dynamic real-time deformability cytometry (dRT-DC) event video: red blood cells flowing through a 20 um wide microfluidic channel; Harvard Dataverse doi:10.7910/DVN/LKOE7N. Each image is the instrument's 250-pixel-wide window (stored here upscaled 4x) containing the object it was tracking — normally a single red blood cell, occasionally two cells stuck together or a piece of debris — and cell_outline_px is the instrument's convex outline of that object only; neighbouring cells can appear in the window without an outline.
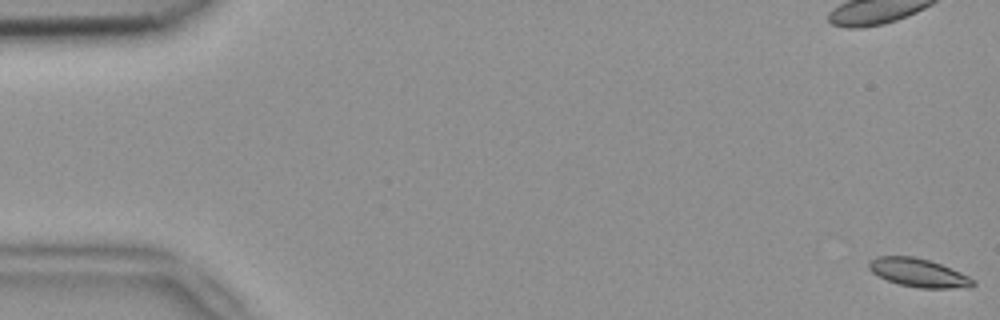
{"species": "common noctule bat (a hibernating species)", "species_latin": "Nyctalus noctula", "temperature_condition": "room temperature", "stored_images_in_passage": 15, "camera_frame_rate_fps": 3000, "um_per_image_px": 0.085, "animal": {"sex": "female", "body_mass_g": 18.4}, "frame": {"image": 1, "passage_image": 1, "time_ms": 0.0, "image_size_px": [1000, 320], "cell_outline_px": [[976, 284], [972, 288], [920, 288], [900, 284], [888, 280], [872, 272], [868, 268], [868, 260], [876, 256], [912, 256], [928, 260], [940, 264], [960, 272], [976, 280]], "centroid_in_image_um": [78.09, 23.19], "position_along_channel_um": 6.9, "area_um2": 17.28}}